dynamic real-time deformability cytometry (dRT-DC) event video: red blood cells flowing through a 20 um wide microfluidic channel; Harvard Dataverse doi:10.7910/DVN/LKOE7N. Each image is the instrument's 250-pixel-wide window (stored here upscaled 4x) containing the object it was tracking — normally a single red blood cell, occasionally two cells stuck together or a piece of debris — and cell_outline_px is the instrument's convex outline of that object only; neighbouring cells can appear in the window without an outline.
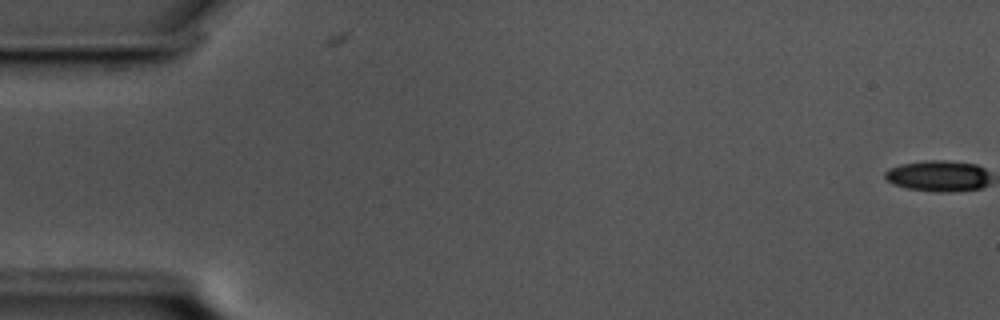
{"species": "common noctule bat (a hibernating species)", "species_latin": "Nyctalus noctula", "temperature_condition": "cold", "stored_images_in_passage": 53, "camera_frame_rate_fps": 3000, "um_per_image_px": 0.085, "animal": {"sex": "male", "body_mass_g": 17.5, "forearm_length_mm": 52.3}, "frame": {"image": 1, "passage_image": 1, "time_ms": 0.0, "image_size_px": [1000, 320], "cell_outline_px": [[984, 184], [976, 188], [920, 188], [904, 184], [892, 180], [888, 176], [888, 172], [900, 168], [916, 164], [968, 164], [980, 168], [984, 172]], "centroid_in_image_um": [79.85, 14.96], "position_along_channel_um": 5.2, "area_um2": 14.39}}
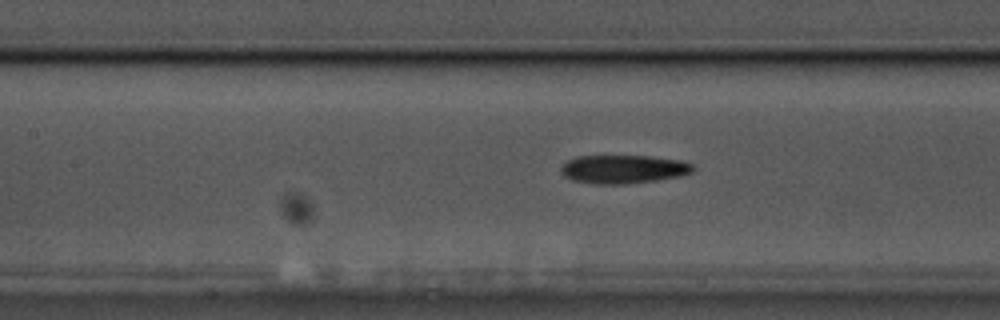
{"frame": {"image": 2, "passage_image": 27, "time_ms": 8.667, "image_size_px": [1000, 320], "cell_outline_px": [[688, 168], [684, 172], [660, 176], [628, 180], [600, 180], [576, 176], [568, 172], [568, 164], [576, 160], [660, 160], [684, 164]], "centroid_in_image_um": [53.03, 14.37], "position_along_channel_um": 154.4, "area_um2": 14.22}}
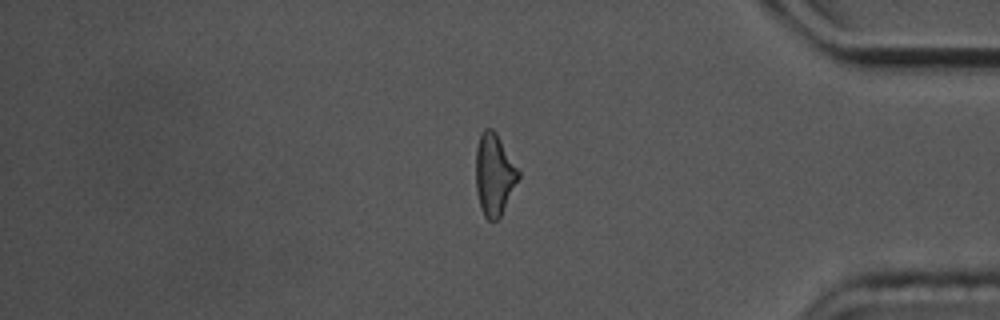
{"frame": {"image": 3, "passage_image": 50, "time_ms": 16.333, "image_size_px": [1000, 320], "cell_outline_px": [[516, 180], [500, 212], [484, 212], [480, 200], [476, 172], [476, 164], [480, 140], [496, 136], [516, 172]], "centroid_in_image_um": [41.98, 14.87], "position_along_channel_um": 393.2, "area_um2": 15.9}, "authors_computed_cell_mechanics": {"area_um2": 15.0858, "velocity_mm_per_s": 3.4667, "shape_relaxation_time_tau1_ms": 8.1042, "shape_relaxation_time_tau2_ms": null, "deformation_change_tau1": 0.307, "deformation_change_tau2": null}}